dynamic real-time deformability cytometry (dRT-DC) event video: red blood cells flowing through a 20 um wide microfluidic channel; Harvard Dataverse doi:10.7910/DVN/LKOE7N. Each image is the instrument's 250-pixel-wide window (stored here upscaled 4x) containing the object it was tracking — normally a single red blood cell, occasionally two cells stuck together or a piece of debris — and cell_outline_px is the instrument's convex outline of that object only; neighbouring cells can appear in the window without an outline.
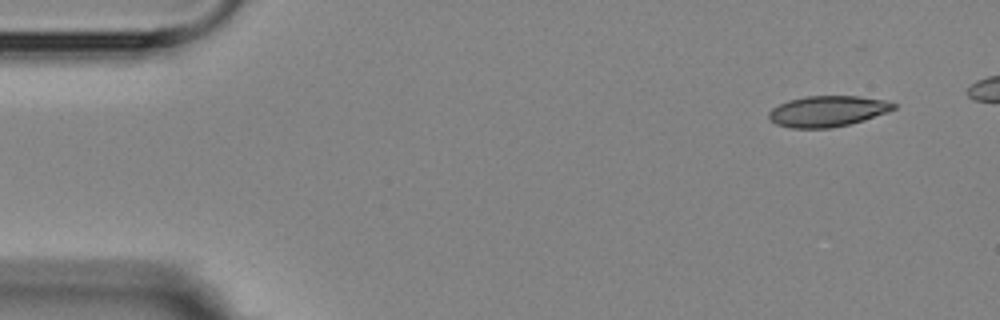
{"species": "Egyptian fruit bat (a non-hibernating species)", "species_latin": "Rousettus aegyptiacus", "temperature_condition": "room temperature", "stored_images_in_passage": 5, "camera_frame_rate_fps": 3000, "um_per_image_px": 0.085, "animal": {"sex": "female"}, "frame": {"image": 1, "passage_image": 1, "time_ms": 0.0, "image_size_px": [1000, 320], "cell_outline_px": [[896, 108], [888, 112], [864, 120], [832, 128], [792, 128], [776, 124], [768, 120], [768, 112], [772, 108], [788, 100], [808, 96], [856, 96], [884, 100], [896, 104]], "centroid_in_image_um": [70.32, 9.46], "position_along_channel_um": 14.7, "area_um2": 22.43}}